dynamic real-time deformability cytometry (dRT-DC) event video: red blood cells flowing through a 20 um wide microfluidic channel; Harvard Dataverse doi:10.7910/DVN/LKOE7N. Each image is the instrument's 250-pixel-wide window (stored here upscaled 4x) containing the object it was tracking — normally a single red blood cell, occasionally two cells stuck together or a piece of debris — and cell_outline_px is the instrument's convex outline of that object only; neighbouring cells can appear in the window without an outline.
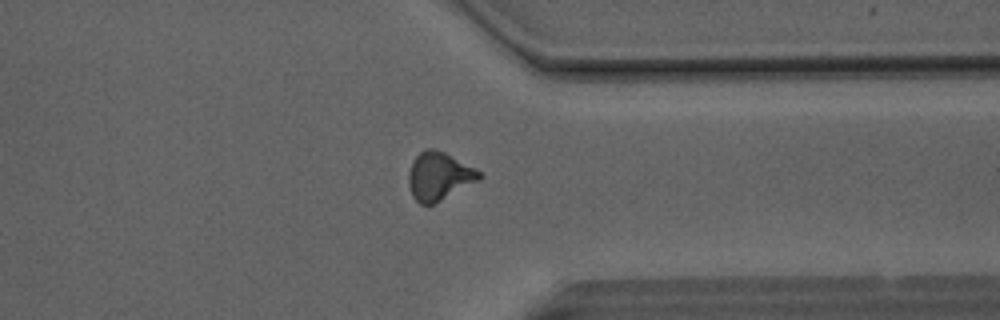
{"species": "Egyptian fruit bat (a non-hibernating species)", "species_latin": "Rousettus aegyptiacus", "temperature_condition": "room temperature", "stored_images_in_passage": 46, "camera_frame_rate_fps": 3000, "um_per_image_px": 0.085, "animal": {"sex": "male"}, "frame": {"image": 1, "passage_image": 35, "time_ms": 11.333, "image_size_px": [1000, 320], "cell_outline_px": [[484, 176], [432, 204], [420, 204], [412, 196], [408, 180], [408, 176], [412, 164], [416, 156], [420, 152], [428, 148], [432, 148], [444, 152], [480, 172]], "centroid_in_image_um": [37.27, 14.96], "position_along_channel_um": 374.1, "area_um2": 18.96}}
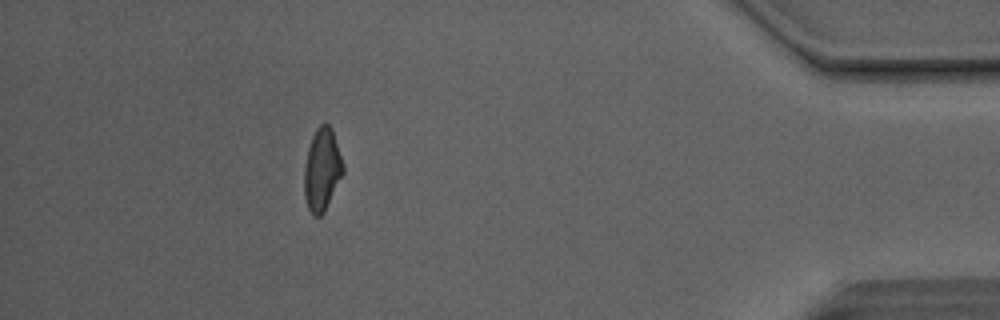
{"frame": {"image": 2, "passage_image": 41, "time_ms": 13.333, "image_size_px": [1000, 320], "cell_outline_px": [[344, 172], [324, 212], [320, 216], [312, 216], [308, 208], [304, 196], [304, 168], [308, 148], [312, 136], [316, 128], [320, 124], [328, 124], [332, 128], [344, 164]], "centroid_in_image_um": [27.37, 14.42], "position_along_channel_um": 407.8, "area_um2": 18.79}, "authors_computed_cell_mechanics": {"area_um2": 18.3226, "velocity_mm_per_s": 4.1687, "shape_relaxation_time_tau1_ms": null, "shape_relaxation_time_tau2_ms": 2.1898, "deformation_change_tau1": null, "deformation_change_tau2": 0.1}}